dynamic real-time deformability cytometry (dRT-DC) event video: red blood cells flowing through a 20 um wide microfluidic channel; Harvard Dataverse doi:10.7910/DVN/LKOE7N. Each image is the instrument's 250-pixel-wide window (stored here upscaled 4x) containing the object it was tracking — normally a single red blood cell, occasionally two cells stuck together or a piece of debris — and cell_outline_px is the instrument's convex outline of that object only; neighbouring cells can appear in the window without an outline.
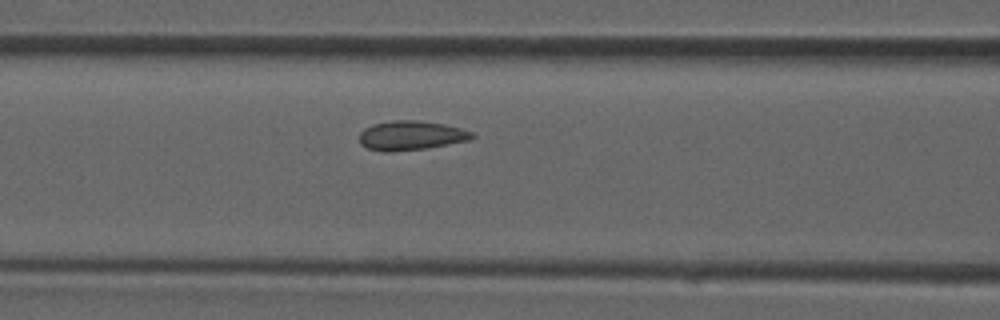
{"species": "common noctule bat (a hibernating species)", "species_latin": "Nyctalus noctula", "temperature_condition": "room temperature", "stored_images_in_passage": 21, "camera_frame_rate_fps": 3000, "um_per_image_px": 0.085, "animal": {"sex": "male", "forearm_length_mm": 52.5}, "frame": {"image": 1, "passage_image": 10, "time_ms": 3.0, "image_size_px": [1000, 320], "cell_outline_px": [[476, 136], [472, 140], [428, 148], [392, 152], [380, 152], [368, 148], [360, 144], [360, 132], [364, 128], [372, 124], [392, 120], [416, 120], [444, 124], [460, 128], [472, 132]], "centroid_in_image_um": [34.94, 11.52], "position_along_channel_um": 131.7, "area_um2": 19.54}}
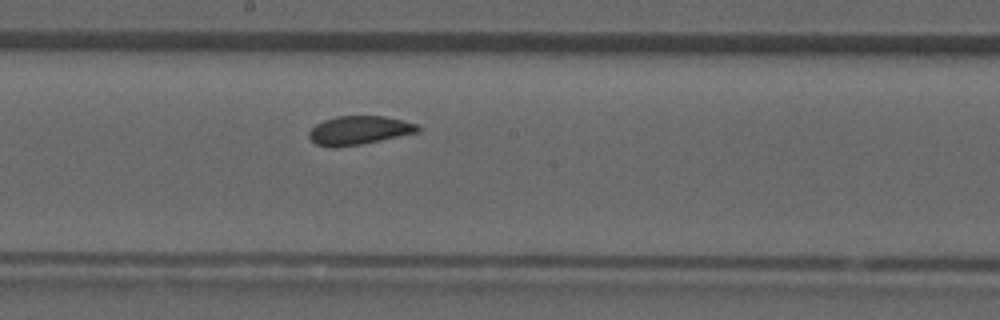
{"frame": {"image": 2, "passage_image": 15, "time_ms": 4.667, "image_size_px": [1000, 320], "cell_outline_px": [[420, 132], [360, 144], [332, 148], [316, 144], [308, 136], [308, 132], [316, 124], [324, 120], [336, 116], [384, 116], [416, 124], [420, 128]], "centroid_in_image_um": [30.49, 11.08], "position_along_channel_um": 217.7, "area_um2": 18.03}}
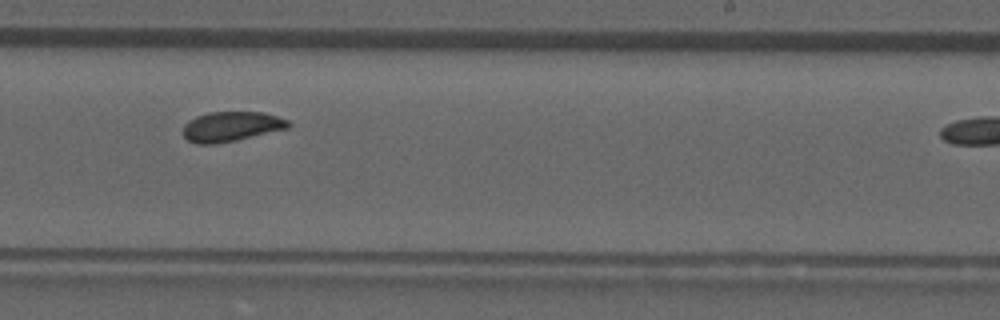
{"frame": {"image": 3, "passage_image": 18, "time_ms": 5.667, "image_size_px": [1000, 320], "cell_outline_px": [[292, 124], [288, 128], [236, 140], [216, 144], [196, 144], [188, 140], [184, 136], [184, 124], [188, 120], [196, 116], [208, 112], [264, 112], [288, 120]], "centroid_in_image_um": [19.64, 10.75], "position_along_channel_um": 269.4, "area_um2": 18.32}}